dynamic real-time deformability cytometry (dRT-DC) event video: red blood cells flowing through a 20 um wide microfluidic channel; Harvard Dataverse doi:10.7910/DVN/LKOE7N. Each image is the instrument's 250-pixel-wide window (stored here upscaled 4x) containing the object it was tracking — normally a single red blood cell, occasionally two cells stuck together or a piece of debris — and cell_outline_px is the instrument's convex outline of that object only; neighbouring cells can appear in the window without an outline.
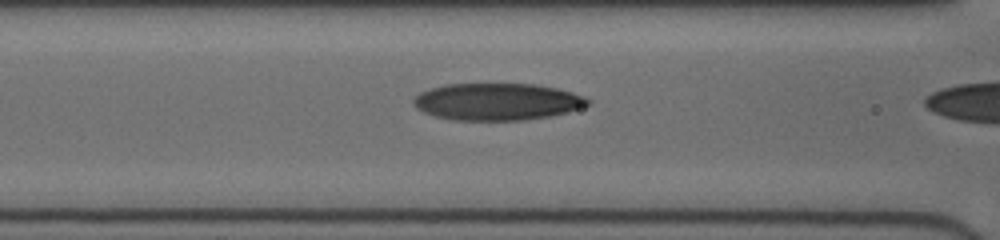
{"species": "human", "species_latin": "Homo sapiens", "temperature_condition": "cold", "stored_images_in_passage": 11, "camera_frame_rate_fps": 3000, "um_per_image_px": 0.085, "donor": {"sex": "female"}, "frame": {"image": 1, "passage_image": 10, "time_ms": 3.0, "image_size_px": [1000, 240], "cell_outline_px": [[592, 100], [588, 104], [568, 112], [548, 116], [524, 120], [452, 120], [436, 116], [424, 112], [416, 108], [412, 104], [412, 100], [420, 92], [444, 84], [536, 84], [556, 88], [572, 92], [584, 96]], "centroid_in_image_um": [42.24, 8.64], "position_along_channel_um": 124.4, "area_um2": 37.57}}